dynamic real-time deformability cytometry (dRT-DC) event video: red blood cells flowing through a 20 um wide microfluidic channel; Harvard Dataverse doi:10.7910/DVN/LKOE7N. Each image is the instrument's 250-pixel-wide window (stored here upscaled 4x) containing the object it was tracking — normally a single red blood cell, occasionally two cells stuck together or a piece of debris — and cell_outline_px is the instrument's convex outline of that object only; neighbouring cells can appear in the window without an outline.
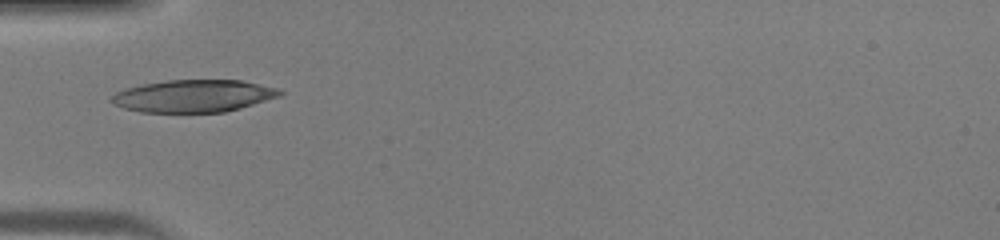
{"species": "human", "species_latin": "Homo sapiens", "temperature_condition": "warm", "stored_images_in_passage": 31, "camera_frame_rate_fps": 3000, "um_per_image_px": 0.085, "donor": {"sex": "male"}, "frame": {"image": 1, "passage_image": 1, "time_ms": 0.0, "image_size_px": [1000, 240], "cell_outline_px": [[284, 92], [280, 96], [240, 108], [224, 112], [140, 112], [124, 108], [112, 104], [108, 100], [116, 92], [128, 88], [144, 84], [168, 80], [240, 80], [280, 88]], "centroid_in_image_um": [16.46, 8.16], "position_along_channel_um": 68.5, "area_um2": 31.73}}
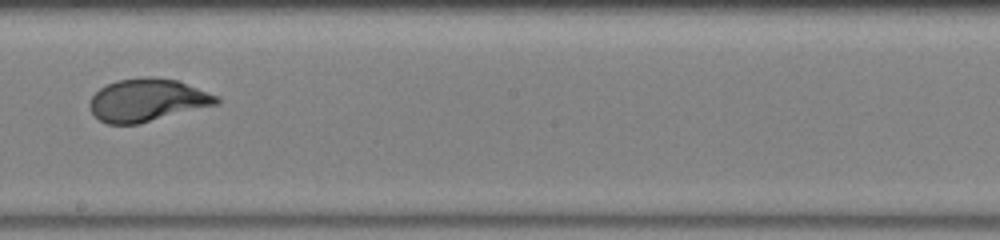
{"frame": {"image": 2, "passage_image": 12, "time_ms": 3.667, "image_size_px": [1000, 240], "cell_outline_px": [[220, 104], [140, 124], [108, 124], [100, 120], [92, 112], [88, 104], [92, 96], [100, 88], [116, 80], [144, 76], [152, 76], [176, 80], [220, 96]], "centroid_in_image_um": [12.55, 8.51], "position_along_channel_um": 235.6, "area_um2": 31.85}}
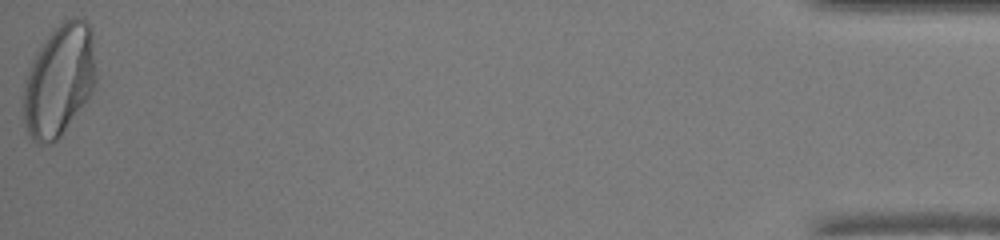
{"frame": {"image": 3, "passage_image": 31, "time_ms": 10.0, "image_size_px": [1000, 240], "cell_outline_px": [[96, 84], [92, 92], [60, 136], [52, 144], [40, 144], [32, 140], [28, 132], [24, 120], [24, 84], [32, 60], [40, 44], [52, 28], [64, 20], [76, 16], [88, 20], [92, 32], [96, 72]], "centroid_in_image_um": [5.04, 6.77], "position_along_channel_um": 430.2, "area_um2": 47.51}}